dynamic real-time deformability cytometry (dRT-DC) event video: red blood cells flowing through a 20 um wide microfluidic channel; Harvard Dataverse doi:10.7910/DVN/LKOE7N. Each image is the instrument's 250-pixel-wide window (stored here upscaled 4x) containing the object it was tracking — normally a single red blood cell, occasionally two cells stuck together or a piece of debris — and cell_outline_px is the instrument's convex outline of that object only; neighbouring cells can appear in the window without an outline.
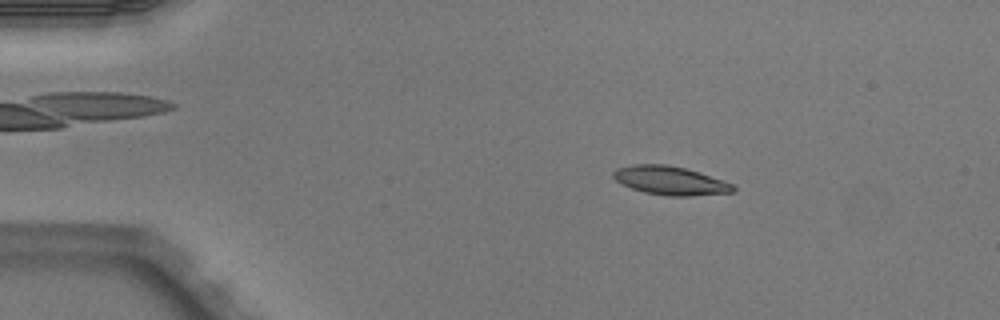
{"species": "Egyptian fruit bat (a non-hibernating species)", "species_latin": "Rousettus aegyptiacus", "temperature_condition": "warm", "stored_images_in_passage": 4, "segment_of_instrument_passage": [1, 2], "camera_frame_rate_fps": 3000, "um_per_image_px": 0.085, "animal": {"sex": "male"}, "frame": {"image": 1, "passage_image": 2, "time_ms": 0.333, "image_size_px": [1000, 320], "cell_outline_px": [[736, 188], [732, 192], [692, 196], [668, 196], [644, 192], [632, 188], [616, 180], [612, 176], [612, 172], [616, 168], [632, 164], [664, 164], [684, 168], [700, 172], [732, 184]], "centroid_in_image_um": [56.95, 15.34], "position_along_channel_um": 28.1, "area_um2": 19.88}}